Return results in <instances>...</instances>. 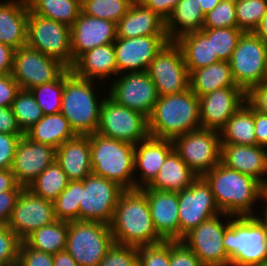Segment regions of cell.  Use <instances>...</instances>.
<instances>
[{"label": "cell", "instance_id": "cell-62", "mask_svg": "<svg viewBox=\"0 0 267 266\" xmlns=\"http://www.w3.org/2000/svg\"><path fill=\"white\" fill-rule=\"evenodd\" d=\"M204 15L212 11L221 0H198Z\"/></svg>", "mask_w": 267, "mask_h": 266}, {"label": "cell", "instance_id": "cell-40", "mask_svg": "<svg viewBox=\"0 0 267 266\" xmlns=\"http://www.w3.org/2000/svg\"><path fill=\"white\" fill-rule=\"evenodd\" d=\"M64 72L54 81L30 89L43 115L61 112Z\"/></svg>", "mask_w": 267, "mask_h": 266}, {"label": "cell", "instance_id": "cell-3", "mask_svg": "<svg viewBox=\"0 0 267 266\" xmlns=\"http://www.w3.org/2000/svg\"><path fill=\"white\" fill-rule=\"evenodd\" d=\"M201 128L198 96L189 88L179 93L159 96L148 117L149 136L173 140Z\"/></svg>", "mask_w": 267, "mask_h": 266}, {"label": "cell", "instance_id": "cell-21", "mask_svg": "<svg viewBox=\"0 0 267 266\" xmlns=\"http://www.w3.org/2000/svg\"><path fill=\"white\" fill-rule=\"evenodd\" d=\"M56 149L30 140L25 134L16 146L11 171L18 185L27 188L55 161Z\"/></svg>", "mask_w": 267, "mask_h": 266}, {"label": "cell", "instance_id": "cell-17", "mask_svg": "<svg viewBox=\"0 0 267 266\" xmlns=\"http://www.w3.org/2000/svg\"><path fill=\"white\" fill-rule=\"evenodd\" d=\"M179 240L191 229L222 213L215 201L209 184L201 176L178 192Z\"/></svg>", "mask_w": 267, "mask_h": 266}, {"label": "cell", "instance_id": "cell-18", "mask_svg": "<svg viewBox=\"0 0 267 266\" xmlns=\"http://www.w3.org/2000/svg\"><path fill=\"white\" fill-rule=\"evenodd\" d=\"M52 201L24 188L15 204L7 226L23 241L33 231L56 221Z\"/></svg>", "mask_w": 267, "mask_h": 266}, {"label": "cell", "instance_id": "cell-14", "mask_svg": "<svg viewBox=\"0 0 267 266\" xmlns=\"http://www.w3.org/2000/svg\"><path fill=\"white\" fill-rule=\"evenodd\" d=\"M158 96L179 94L190 88L189 72L181 48L168 41L151 61L147 70Z\"/></svg>", "mask_w": 267, "mask_h": 266}, {"label": "cell", "instance_id": "cell-64", "mask_svg": "<svg viewBox=\"0 0 267 266\" xmlns=\"http://www.w3.org/2000/svg\"><path fill=\"white\" fill-rule=\"evenodd\" d=\"M255 217L263 224V227H264V229H265V232H266V242H267V215H263L262 217H261V215H257V213H256V215H255Z\"/></svg>", "mask_w": 267, "mask_h": 266}, {"label": "cell", "instance_id": "cell-32", "mask_svg": "<svg viewBox=\"0 0 267 266\" xmlns=\"http://www.w3.org/2000/svg\"><path fill=\"white\" fill-rule=\"evenodd\" d=\"M205 15L198 0H180L166 21L169 41L203 29Z\"/></svg>", "mask_w": 267, "mask_h": 266}, {"label": "cell", "instance_id": "cell-53", "mask_svg": "<svg viewBox=\"0 0 267 266\" xmlns=\"http://www.w3.org/2000/svg\"><path fill=\"white\" fill-rule=\"evenodd\" d=\"M246 102L262 114H267V83L252 86L246 92Z\"/></svg>", "mask_w": 267, "mask_h": 266}, {"label": "cell", "instance_id": "cell-52", "mask_svg": "<svg viewBox=\"0 0 267 266\" xmlns=\"http://www.w3.org/2000/svg\"><path fill=\"white\" fill-rule=\"evenodd\" d=\"M23 189V186L17 184L11 191L0 193V226L7 225L17 199Z\"/></svg>", "mask_w": 267, "mask_h": 266}, {"label": "cell", "instance_id": "cell-5", "mask_svg": "<svg viewBox=\"0 0 267 266\" xmlns=\"http://www.w3.org/2000/svg\"><path fill=\"white\" fill-rule=\"evenodd\" d=\"M92 174L118 183L124 189H134L135 145L89 134Z\"/></svg>", "mask_w": 267, "mask_h": 266}, {"label": "cell", "instance_id": "cell-25", "mask_svg": "<svg viewBox=\"0 0 267 266\" xmlns=\"http://www.w3.org/2000/svg\"><path fill=\"white\" fill-rule=\"evenodd\" d=\"M220 162L260 183L267 178V148L258 145L221 144Z\"/></svg>", "mask_w": 267, "mask_h": 266}, {"label": "cell", "instance_id": "cell-42", "mask_svg": "<svg viewBox=\"0 0 267 266\" xmlns=\"http://www.w3.org/2000/svg\"><path fill=\"white\" fill-rule=\"evenodd\" d=\"M134 0H81V12L85 15L117 23Z\"/></svg>", "mask_w": 267, "mask_h": 266}, {"label": "cell", "instance_id": "cell-11", "mask_svg": "<svg viewBox=\"0 0 267 266\" xmlns=\"http://www.w3.org/2000/svg\"><path fill=\"white\" fill-rule=\"evenodd\" d=\"M97 133L135 145L149 136L148 118L107 95L101 104Z\"/></svg>", "mask_w": 267, "mask_h": 266}, {"label": "cell", "instance_id": "cell-38", "mask_svg": "<svg viewBox=\"0 0 267 266\" xmlns=\"http://www.w3.org/2000/svg\"><path fill=\"white\" fill-rule=\"evenodd\" d=\"M69 179L56 160L27 187L34 195L54 201L68 186Z\"/></svg>", "mask_w": 267, "mask_h": 266}, {"label": "cell", "instance_id": "cell-7", "mask_svg": "<svg viewBox=\"0 0 267 266\" xmlns=\"http://www.w3.org/2000/svg\"><path fill=\"white\" fill-rule=\"evenodd\" d=\"M114 244L110 225L97 221H70L66 251L79 266H98Z\"/></svg>", "mask_w": 267, "mask_h": 266}, {"label": "cell", "instance_id": "cell-10", "mask_svg": "<svg viewBox=\"0 0 267 266\" xmlns=\"http://www.w3.org/2000/svg\"><path fill=\"white\" fill-rule=\"evenodd\" d=\"M236 85L247 92L264 81L267 65V42L255 32H244L229 60Z\"/></svg>", "mask_w": 267, "mask_h": 266}, {"label": "cell", "instance_id": "cell-36", "mask_svg": "<svg viewBox=\"0 0 267 266\" xmlns=\"http://www.w3.org/2000/svg\"><path fill=\"white\" fill-rule=\"evenodd\" d=\"M68 222L56 220L28 235L23 242L36 250L52 255L66 249Z\"/></svg>", "mask_w": 267, "mask_h": 266}, {"label": "cell", "instance_id": "cell-8", "mask_svg": "<svg viewBox=\"0 0 267 266\" xmlns=\"http://www.w3.org/2000/svg\"><path fill=\"white\" fill-rule=\"evenodd\" d=\"M26 45L56 59L67 69L73 67L71 28L63 23L36 15L30 10Z\"/></svg>", "mask_w": 267, "mask_h": 266}, {"label": "cell", "instance_id": "cell-9", "mask_svg": "<svg viewBox=\"0 0 267 266\" xmlns=\"http://www.w3.org/2000/svg\"><path fill=\"white\" fill-rule=\"evenodd\" d=\"M173 149L201 177L220 163L219 131L199 128L172 140Z\"/></svg>", "mask_w": 267, "mask_h": 266}, {"label": "cell", "instance_id": "cell-50", "mask_svg": "<svg viewBox=\"0 0 267 266\" xmlns=\"http://www.w3.org/2000/svg\"><path fill=\"white\" fill-rule=\"evenodd\" d=\"M170 266H203L195 255L181 240L170 241Z\"/></svg>", "mask_w": 267, "mask_h": 266}, {"label": "cell", "instance_id": "cell-48", "mask_svg": "<svg viewBox=\"0 0 267 266\" xmlns=\"http://www.w3.org/2000/svg\"><path fill=\"white\" fill-rule=\"evenodd\" d=\"M21 240L7 226H0V266H15Z\"/></svg>", "mask_w": 267, "mask_h": 266}, {"label": "cell", "instance_id": "cell-30", "mask_svg": "<svg viewBox=\"0 0 267 266\" xmlns=\"http://www.w3.org/2000/svg\"><path fill=\"white\" fill-rule=\"evenodd\" d=\"M198 176L173 150L161 166L159 173L147 186L153 190L180 192L188 188Z\"/></svg>", "mask_w": 267, "mask_h": 266}, {"label": "cell", "instance_id": "cell-58", "mask_svg": "<svg viewBox=\"0 0 267 266\" xmlns=\"http://www.w3.org/2000/svg\"><path fill=\"white\" fill-rule=\"evenodd\" d=\"M14 52L15 49L9 45L0 43V75L11 73Z\"/></svg>", "mask_w": 267, "mask_h": 266}, {"label": "cell", "instance_id": "cell-19", "mask_svg": "<svg viewBox=\"0 0 267 266\" xmlns=\"http://www.w3.org/2000/svg\"><path fill=\"white\" fill-rule=\"evenodd\" d=\"M168 41L167 35L116 38L114 50L118 75L147 71L151 61Z\"/></svg>", "mask_w": 267, "mask_h": 266}, {"label": "cell", "instance_id": "cell-49", "mask_svg": "<svg viewBox=\"0 0 267 266\" xmlns=\"http://www.w3.org/2000/svg\"><path fill=\"white\" fill-rule=\"evenodd\" d=\"M17 266H54L53 255L33 249L21 241Z\"/></svg>", "mask_w": 267, "mask_h": 266}, {"label": "cell", "instance_id": "cell-29", "mask_svg": "<svg viewBox=\"0 0 267 266\" xmlns=\"http://www.w3.org/2000/svg\"><path fill=\"white\" fill-rule=\"evenodd\" d=\"M56 162L69 181H82L92 174L89 135H77L56 149Z\"/></svg>", "mask_w": 267, "mask_h": 266}, {"label": "cell", "instance_id": "cell-22", "mask_svg": "<svg viewBox=\"0 0 267 266\" xmlns=\"http://www.w3.org/2000/svg\"><path fill=\"white\" fill-rule=\"evenodd\" d=\"M71 28V53L74 62L84 53L116 40V23L80 12Z\"/></svg>", "mask_w": 267, "mask_h": 266}, {"label": "cell", "instance_id": "cell-4", "mask_svg": "<svg viewBox=\"0 0 267 266\" xmlns=\"http://www.w3.org/2000/svg\"><path fill=\"white\" fill-rule=\"evenodd\" d=\"M95 82L76 76L71 69L64 71L61 113L77 135L97 132L100 108L106 95L97 96Z\"/></svg>", "mask_w": 267, "mask_h": 266}, {"label": "cell", "instance_id": "cell-1", "mask_svg": "<svg viewBox=\"0 0 267 266\" xmlns=\"http://www.w3.org/2000/svg\"><path fill=\"white\" fill-rule=\"evenodd\" d=\"M114 242L129 246L155 245L165 241L156 231L149 203L141 189H125L110 223Z\"/></svg>", "mask_w": 267, "mask_h": 266}, {"label": "cell", "instance_id": "cell-60", "mask_svg": "<svg viewBox=\"0 0 267 266\" xmlns=\"http://www.w3.org/2000/svg\"><path fill=\"white\" fill-rule=\"evenodd\" d=\"M54 266H79L76 260L66 251L53 255Z\"/></svg>", "mask_w": 267, "mask_h": 266}, {"label": "cell", "instance_id": "cell-47", "mask_svg": "<svg viewBox=\"0 0 267 266\" xmlns=\"http://www.w3.org/2000/svg\"><path fill=\"white\" fill-rule=\"evenodd\" d=\"M98 266H138V249L114 242Z\"/></svg>", "mask_w": 267, "mask_h": 266}, {"label": "cell", "instance_id": "cell-16", "mask_svg": "<svg viewBox=\"0 0 267 266\" xmlns=\"http://www.w3.org/2000/svg\"><path fill=\"white\" fill-rule=\"evenodd\" d=\"M66 69L56 59L25 45L14 52L11 75L20 89L30 90L56 80Z\"/></svg>", "mask_w": 267, "mask_h": 266}, {"label": "cell", "instance_id": "cell-44", "mask_svg": "<svg viewBox=\"0 0 267 266\" xmlns=\"http://www.w3.org/2000/svg\"><path fill=\"white\" fill-rule=\"evenodd\" d=\"M202 31L212 39L213 55L216 54L221 61L228 62L240 37L244 33L243 30L237 27L203 28Z\"/></svg>", "mask_w": 267, "mask_h": 266}, {"label": "cell", "instance_id": "cell-2", "mask_svg": "<svg viewBox=\"0 0 267 266\" xmlns=\"http://www.w3.org/2000/svg\"><path fill=\"white\" fill-rule=\"evenodd\" d=\"M202 177L209 184L222 213L232 216L256 215L254 205L260 200L258 180L230 169L221 162Z\"/></svg>", "mask_w": 267, "mask_h": 266}, {"label": "cell", "instance_id": "cell-54", "mask_svg": "<svg viewBox=\"0 0 267 266\" xmlns=\"http://www.w3.org/2000/svg\"><path fill=\"white\" fill-rule=\"evenodd\" d=\"M19 90L20 87L11 73L0 75V107H12Z\"/></svg>", "mask_w": 267, "mask_h": 266}, {"label": "cell", "instance_id": "cell-12", "mask_svg": "<svg viewBox=\"0 0 267 266\" xmlns=\"http://www.w3.org/2000/svg\"><path fill=\"white\" fill-rule=\"evenodd\" d=\"M232 217L220 213L191 229L181 239L195 253L203 266H230L222 241ZM225 220L228 221L225 223L223 222Z\"/></svg>", "mask_w": 267, "mask_h": 266}, {"label": "cell", "instance_id": "cell-13", "mask_svg": "<svg viewBox=\"0 0 267 266\" xmlns=\"http://www.w3.org/2000/svg\"><path fill=\"white\" fill-rule=\"evenodd\" d=\"M124 190L112 180L88 175L81 181L79 220L110 225L118 199Z\"/></svg>", "mask_w": 267, "mask_h": 266}, {"label": "cell", "instance_id": "cell-59", "mask_svg": "<svg viewBox=\"0 0 267 266\" xmlns=\"http://www.w3.org/2000/svg\"><path fill=\"white\" fill-rule=\"evenodd\" d=\"M17 182L11 169L0 170V193L11 191Z\"/></svg>", "mask_w": 267, "mask_h": 266}, {"label": "cell", "instance_id": "cell-63", "mask_svg": "<svg viewBox=\"0 0 267 266\" xmlns=\"http://www.w3.org/2000/svg\"><path fill=\"white\" fill-rule=\"evenodd\" d=\"M260 199L265 203L263 213L267 215V178L260 183Z\"/></svg>", "mask_w": 267, "mask_h": 266}, {"label": "cell", "instance_id": "cell-46", "mask_svg": "<svg viewBox=\"0 0 267 266\" xmlns=\"http://www.w3.org/2000/svg\"><path fill=\"white\" fill-rule=\"evenodd\" d=\"M138 266H170V241L139 246Z\"/></svg>", "mask_w": 267, "mask_h": 266}, {"label": "cell", "instance_id": "cell-41", "mask_svg": "<svg viewBox=\"0 0 267 266\" xmlns=\"http://www.w3.org/2000/svg\"><path fill=\"white\" fill-rule=\"evenodd\" d=\"M81 200V181H69L68 186L53 201L54 214L57 220H79Z\"/></svg>", "mask_w": 267, "mask_h": 266}, {"label": "cell", "instance_id": "cell-33", "mask_svg": "<svg viewBox=\"0 0 267 266\" xmlns=\"http://www.w3.org/2000/svg\"><path fill=\"white\" fill-rule=\"evenodd\" d=\"M190 89L199 97L223 87H239L228 61H217L189 74Z\"/></svg>", "mask_w": 267, "mask_h": 266}, {"label": "cell", "instance_id": "cell-34", "mask_svg": "<svg viewBox=\"0 0 267 266\" xmlns=\"http://www.w3.org/2000/svg\"><path fill=\"white\" fill-rule=\"evenodd\" d=\"M175 42L181 48L189 74L221 61L218 55H213L212 39L202 30L184 35Z\"/></svg>", "mask_w": 267, "mask_h": 266}, {"label": "cell", "instance_id": "cell-51", "mask_svg": "<svg viewBox=\"0 0 267 266\" xmlns=\"http://www.w3.org/2000/svg\"><path fill=\"white\" fill-rule=\"evenodd\" d=\"M23 135L0 132V170L11 169L17 143Z\"/></svg>", "mask_w": 267, "mask_h": 266}, {"label": "cell", "instance_id": "cell-66", "mask_svg": "<svg viewBox=\"0 0 267 266\" xmlns=\"http://www.w3.org/2000/svg\"><path fill=\"white\" fill-rule=\"evenodd\" d=\"M258 266H267V260Z\"/></svg>", "mask_w": 267, "mask_h": 266}, {"label": "cell", "instance_id": "cell-43", "mask_svg": "<svg viewBox=\"0 0 267 266\" xmlns=\"http://www.w3.org/2000/svg\"><path fill=\"white\" fill-rule=\"evenodd\" d=\"M267 10V0H235L237 28L254 32L262 23Z\"/></svg>", "mask_w": 267, "mask_h": 266}, {"label": "cell", "instance_id": "cell-65", "mask_svg": "<svg viewBox=\"0 0 267 266\" xmlns=\"http://www.w3.org/2000/svg\"><path fill=\"white\" fill-rule=\"evenodd\" d=\"M263 82L267 83V65H266V71H265V78Z\"/></svg>", "mask_w": 267, "mask_h": 266}, {"label": "cell", "instance_id": "cell-61", "mask_svg": "<svg viewBox=\"0 0 267 266\" xmlns=\"http://www.w3.org/2000/svg\"><path fill=\"white\" fill-rule=\"evenodd\" d=\"M263 41L267 42V10L263 17L262 23L254 31Z\"/></svg>", "mask_w": 267, "mask_h": 266}, {"label": "cell", "instance_id": "cell-20", "mask_svg": "<svg viewBox=\"0 0 267 266\" xmlns=\"http://www.w3.org/2000/svg\"><path fill=\"white\" fill-rule=\"evenodd\" d=\"M198 99L201 128L220 131L246 102V92L241 87H223Z\"/></svg>", "mask_w": 267, "mask_h": 266}, {"label": "cell", "instance_id": "cell-28", "mask_svg": "<svg viewBox=\"0 0 267 266\" xmlns=\"http://www.w3.org/2000/svg\"><path fill=\"white\" fill-rule=\"evenodd\" d=\"M71 71L78 77L88 80L108 81L118 75L114 43L104 44L82 54L73 64Z\"/></svg>", "mask_w": 267, "mask_h": 266}, {"label": "cell", "instance_id": "cell-55", "mask_svg": "<svg viewBox=\"0 0 267 266\" xmlns=\"http://www.w3.org/2000/svg\"><path fill=\"white\" fill-rule=\"evenodd\" d=\"M145 7L151 9L165 21L171 16L180 0H138Z\"/></svg>", "mask_w": 267, "mask_h": 266}, {"label": "cell", "instance_id": "cell-45", "mask_svg": "<svg viewBox=\"0 0 267 266\" xmlns=\"http://www.w3.org/2000/svg\"><path fill=\"white\" fill-rule=\"evenodd\" d=\"M237 27L235 0H221L204 18L203 28Z\"/></svg>", "mask_w": 267, "mask_h": 266}, {"label": "cell", "instance_id": "cell-6", "mask_svg": "<svg viewBox=\"0 0 267 266\" xmlns=\"http://www.w3.org/2000/svg\"><path fill=\"white\" fill-rule=\"evenodd\" d=\"M266 232L255 216H233L222 243L230 266H258L267 260Z\"/></svg>", "mask_w": 267, "mask_h": 266}, {"label": "cell", "instance_id": "cell-27", "mask_svg": "<svg viewBox=\"0 0 267 266\" xmlns=\"http://www.w3.org/2000/svg\"><path fill=\"white\" fill-rule=\"evenodd\" d=\"M27 0L0 1V43L17 50L27 43Z\"/></svg>", "mask_w": 267, "mask_h": 266}, {"label": "cell", "instance_id": "cell-39", "mask_svg": "<svg viewBox=\"0 0 267 266\" xmlns=\"http://www.w3.org/2000/svg\"><path fill=\"white\" fill-rule=\"evenodd\" d=\"M11 108L23 133L43 117V112L30 90L20 89Z\"/></svg>", "mask_w": 267, "mask_h": 266}, {"label": "cell", "instance_id": "cell-24", "mask_svg": "<svg viewBox=\"0 0 267 266\" xmlns=\"http://www.w3.org/2000/svg\"><path fill=\"white\" fill-rule=\"evenodd\" d=\"M145 193L157 233L165 241L179 240L178 192L141 188Z\"/></svg>", "mask_w": 267, "mask_h": 266}, {"label": "cell", "instance_id": "cell-23", "mask_svg": "<svg viewBox=\"0 0 267 266\" xmlns=\"http://www.w3.org/2000/svg\"><path fill=\"white\" fill-rule=\"evenodd\" d=\"M173 150L172 140L151 136L135 144L134 189L147 187ZM137 173L139 178L136 176Z\"/></svg>", "mask_w": 267, "mask_h": 266}, {"label": "cell", "instance_id": "cell-56", "mask_svg": "<svg viewBox=\"0 0 267 266\" xmlns=\"http://www.w3.org/2000/svg\"><path fill=\"white\" fill-rule=\"evenodd\" d=\"M0 132L24 134L19 128L11 107H0Z\"/></svg>", "mask_w": 267, "mask_h": 266}, {"label": "cell", "instance_id": "cell-35", "mask_svg": "<svg viewBox=\"0 0 267 266\" xmlns=\"http://www.w3.org/2000/svg\"><path fill=\"white\" fill-rule=\"evenodd\" d=\"M254 109L245 102L219 131L220 144L257 145Z\"/></svg>", "mask_w": 267, "mask_h": 266}, {"label": "cell", "instance_id": "cell-57", "mask_svg": "<svg viewBox=\"0 0 267 266\" xmlns=\"http://www.w3.org/2000/svg\"><path fill=\"white\" fill-rule=\"evenodd\" d=\"M254 125L257 145L267 148V114L254 110Z\"/></svg>", "mask_w": 267, "mask_h": 266}, {"label": "cell", "instance_id": "cell-26", "mask_svg": "<svg viewBox=\"0 0 267 266\" xmlns=\"http://www.w3.org/2000/svg\"><path fill=\"white\" fill-rule=\"evenodd\" d=\"M167 35L166 21L138 0H134L126 14L116 23V38Z\"/></svg>", "mask_w": 267, "mask_h": 266}, {"label": "cell", "instance_id": "cell-37", "mask_svg": "<svg viewBox=\"0 0 267 266\" xmlns=\"http://www.w3.org/2000/svg\"><path fill=\"white\" fill-rule=\"evenodd\" d=\"M30 10L71 27L81 12V0H27Z\"/></svg>", "mask_w": 267, "mask_h": 266}, {"label": "cell", "instance_id": "cell-31", "mask_svg": "<svg viewBox=\"0 0 267 266\" xmlns=\"http://www.w3.org/2000/svg\"><path fill=\"white\" fill-rule=\"evenodd\" d=\"M24 134L30 140L49 145L55 149L77 136L61 112L43 115Z\"/></svg>", "mask_w": 267, "mask_h": 266}, {"label": "cell", "instance_id": "cell-15", "mask_svg": "<svg viewBox=\"0 0 267 266\" xmlns=\"http://www.w3.org/2000/svg\"><path fill=\"white\" fill-rule=\"evenodd\" d=\"M110 80L108 96L116 103L150 116L158 94L147 71L128 72Z\"/></svg>", "mask_w": 267, "mask_h": 266}]
</instances>
